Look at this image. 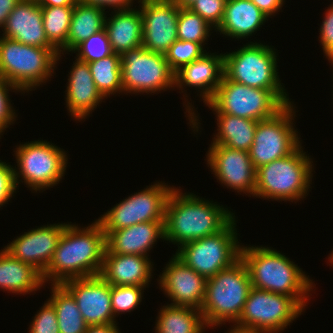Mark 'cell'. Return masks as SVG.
<instances>
[{
	"instance_id": "obj_41",
	"label": "cell",
	"mask_w": 333,
	"mask_h": 333,
	"mask_svg": "<svg viewBox=\"0 0 333 333\" xmlns=\"http://www.w3.org/2000/svg\"><path fill=\"white\" fill-rule=\"evenodd\" d=\"M14 167L0 160V208L16 193Z\"/></svg>"
},
{
	"instance_id": "obj_48",
	"label": "cell",
	"mask_w": 333,
	"mask_h": 333,
	"mask_svg": "<svg viewBox=\"0 0 333 333\" xmlns=\"http://www.w3.org/2000/svg\"><path fill=\"white\" fill-rule=\"evenodd\" d=\"M230 328L231 329L228 333H263V332H259V331H256V330L239 328V327H236L234 325Z\"/></svg>"
},
{
	"instance_id": "obj_30",
	"label": "cell",
	"mask_w": 333,
	"mask_h": 333,
	"mask_svg": "<svg viewBox=\"0 0 333 333\" xmlns=\"http://www.w3.org/2000/svg\"><path fill=\"white\" fill-rule=\"evenodd\" d=\"M155 333H202L207 327L200 310L167 304L160 309Z\"/></svg>"
},
{
	"instance_id": "obj_49",
	"label": "cell",
	"mask_w": 333,
	"mask_h": 333,
	"mask_svg": "<svg viewBox=\"0 0 333 333\" xmlns=\"http://www.w3.org/2000/svg\"><path fill=\"white\" fill-rule=\"evenodd\" d=\"M196 0H174V2L182 8H188Z\"/></svg>"
},
{
	"instance_id": "obj_4",
	"label": "cell",
	"mask_w": 333,
	"mask_h": 333,
	"mask_svg": "<svg viewBox=\"0 0 333 333\" xmlns=\"http://www.w3.org/2000/svg\"><path fill=\"white\" fill-rule=\"evenodd\" d=\"M252 288L250 275L240 258L231 267L207 279L201 313L207 328L239 320Z\"/></svg>"
},
{
	"instance_id": "obj_7",
	"label": "cell",
	"mask_w": 333,
	"mask_h": 333,
	"mask_svg": "<svg viewBox=\"0 0 333 333\" xmlns=\"http://www.w3.org/2000/svg\"><path fill=\"white\" fill-rule=\"evenodd\" d=\"M285 91L252 88L223 76L219 87L205 105L214 112L261 121L274 117L292 103Z\"/></svg>"
},
{
	"instance_id": "obj_38",
	"label": "cell",
	"mask_w": 333,
	"mask_h": 333,
	"mask_svg": "<svg viewBox=\"0 0 333 333\" xmlns=\"http://www.w3.org/2000/svg\"><path fill=\"white\" fill-rule=\"evenodd\" d=\"M227 0H196L188 8L199 14L214 30L218 28L224 16Z\"/></svg>"
},
{
	"instance_id": "obj_43",
	"label": "cell",
	"mask_w": 333,
	"mask_h": 333,
	"mask_svg": "<svg viewBox=\"0 0 333 333\" xmlns=\"http://www.w3.org/2000/svg\"><path fill=\"white\" fill-rule=\"evenodd\" d=\"M78 1L84 4L98 6L105 10L108 7L110 8L112 7L113 10L131 8L133 7V2H134V0H78Z\"/></svg>"
},
{
	"instance_id": "obj_19",
	"label": "cell",
	"mask_w": 333,
	"mask_h": 333,
	"mask_svg": "<svg viewBox=\"0 0 333 333\" xmlns=\"http://www.w3.org/2000/svg\"><path fill=\"white\" fill-rule=\"evenodd\" d=\"M67 223L47 224L17 236L4 247L14 258L36 268L42 275L50 264Z\"/></svg>"
},
{
	"instance_id": "obj_36",
	"label": "cell",
	"mask_w": 333,
	"mask_h": 333,
	"mask_svg": "<svg viewBox=\"0 0 333 333\" xmlns=\"http://www.w3.org/2000/svg\"><path fill=\"white\" fill-rule=\"evenodd\" d=\"M73 52H78L76 58L86 63L100 60L114 53L105 28L78 44L72 50Z\"/></svg>"
},
{
	"instance_id": "obj_6",
	"label": "cell",
	"mask_w": 333,
	"mask_h": 333,
	"mask_svg": "<svg viewBox=\"0 0 333 333\" xmlns=\"http://www.w3.org/2000/svg\"><path fill=\"white\" fill-rule=\"evenodd\" d=\"M61 57L55 48L26 45L0 36V70L5 80L22 93L46 83Z\"/></svg>"
},
{
	"instance_id": "obj_37",
	"label": "cell",
	"mask_w": 333,
	"mask_h": 333,
	"mask_svg": "<svg viewBox=\"0 0 333 333\" xmlns=\"http://www.w3.org/2000/svg\"><path fill=\"white\" fill-rule=\"evenodd\" d=\"M144 286L111 285V304L114 317L134 311L142 301Z\"/></svg>"
},
{
	"instance_id": "obj_27",
	"label": "cell",
	"mask_w": 333,
	"mask_h": 333,
	"mask_svg": "<svg viewBox=\"0 0 333 333\" xmlns=\"http://www.w3.org/2000/svg\"><path fill=\"white\" fill-rule=\"evenodd\" d=\"M43 285V276L36 268L14 258L4 248L0 250V288L3 291L25 295Z\"/></svg>"
},
{
	"instance_id": "obj_31",
	"label": "cell",
	"mask_w": 333,
	"mask_h": 333,
	"mask_svg": "<svg viewBox=\"0 0 333 333\" xmlns=\"http://www.w3.org/2000/svg\"><path fill=\"white\" fill-rule=\"evenodd\" d=\"M48 301L54 306L60 333H85V323L76 300L62 284H51Z\"/></svg>"
},
{
	"instance_id": "obj_50",
	"label": "cell",
	"mask_w": 333,
	"mask_h": 333,
	"mask_svg": "<svg viewBox=\"0 0 333 333\" xmlns=\"http://www.w3.org/2000/svg\"><path fill=\"white\" fill-rule=\"evenodd\" d=\"M5 81V77L0 70V85Z\"/></svg>"
},
{
	"instance_id": "obj_12",
	"label": "cell",
	"mask_w": 333,
	"mask_h": 333,
	"mask_svg": "<svg viewBox=\"0 0 333 333\" xmlns=\"http://www.w3.org/2000/svg\"><path fill=\"white\" fill-rule=\"evenodd\" d=\"M123 93H157L173 88L174 73L165 56L143 46L121 55Z\"/></svg>"
},
{
	"instance_id": "obj_3",
	"label": "cell",
	"mask_w": 333,
	"mask_h": 333,
	"mask_svg": "<svg viewBox=\"0 0 333 333\" xmlns=\"http://www.w3.org/2000/svg\"><path fill=\"white\" fill-rule=\"evenodd\" d=\"M252 287L293 297L304 309L314 282L295 262L281 252L264 246L241 247Z\"/></svg>"
},
{
	"instance_id": "obj_1",
	"label": "cell",
	"mask_w": 333,
	"mask_h": 333,
	"mask_svg": "<svg viewBox=\"0 0 333 333\" xmlns=\"http://www.w3.org/2000/svg\"><path fill=\"white\" fill-rule=\"evenodd\" d=\"M105 249L106 235L98 220L84 228L67 223L42 275L44 283L62 284L70 279L99 275Z\"/></svg>"
},
{
	"instance_id": "obj_23",
	"label": "cell",
	"mask_w": 333,
	"mask_h": 333,
	"mask_svg": "<svg viewBox=\"0 0 333 333\" xmlns=\"http://www.w3.org/2000/svg\"><path fill=\"white\" fill-rule=\"evenodd\" d=\"M74 65V66H73ZM69 73L66 94V107L75 120L86 119L97 108L103 95L98 91L88 63L76 58Z\"/></svg>"
},
{
	"instance_id": "obj_11",
	"label": "cell",
	"mask_w": 333,
	"mask_h": 333,
	"mask_svg": "<svg viewBox=\"0 0 333 333\" xmlns=\"http://www.w3.org/2000/svg\"><path fill=\"white\" fill-rule=\"evenodd\" d=\"M303 311L304 308L293 297L252 287L234 326L263 333H278Z\"/></svg>"
},
{
	"instance_id": "obj_47",
	"label": "cell",
	"mask_w": 333,
	"mask_h": 333,
	"mask_svg": "<svg viewBox=\"0 0 333 333\" xmlns=\"http://www.w3.org/2000/svg\"><path fill=\"white\" fill-rule=\"evenodd\" d=\"M78 0H39L40 6H74Z\"/></svg>"
},
{
	"instance_id": "obj_53",
	"label": "cell",
	"mask_w": 333,
	"mask_h": 333,
	"mask_svg": "<svg viewBox=\"0 0 333 333\" xmlns=\"http://www.w3.org/2000/svg\"><path fill=\"white\" fill-rule=\"evenodd\" d=\"M24 1H34V2H38L39 0H24Z\"/></svg>"
},
{
	"instance_id": "obj_16",
	"label": "cell",
	"mask_w": 333,
	"mask_h": 333,
	"mask_svg": "<svg viewBox=\"0 0 333 333\" xmlns=\"http://www.w3.org/2000/svg\"><path fill=\"white\" fill-rule=\"evenodd\" d=\"M206 158L208 167L220 183L238 193L254 197L256 168L249 152L223 145H210Z\"/></svg>"
},
{
	"instance_id": "obj_28",
	"label": "cell",
	"mask_w": 333,
	"mask_h": 333,
	"mask_svg": "<svg viewBox=\"0 0 333 333\" xmlns=\"http://www.w3.org/2000/svg\"><path fill=\"white\" fill-rule=\"evenodd\" d=\"M214 114L218 122V132L214 135L211 145H223L249 152L258 121L220 112Z\"/></svg>"
},
{
	"instance_id": "obj_9",
	"label": "cell",
	"mask_w": 333,
	"mask_h": 333,
	"mask_svg": "<svg viewBox=\"0 0 333 333\" xmlns=\"http://www.w3.org/2000/svg\"><path fill=\"white\" fill-rule=\"evenodd\" d=\"M235 218L219 233L183 244L175 253L199 275L209 279L240 259Z\"/></svg>"
},
{
	"instance_id": "obj_22",
	"label": "cell",
	"mask_w": 333,
	"mask_h": 333,
	"mask_svg": "<svg viewBox=\"0 0 333 333\" xmlns=\"http://www.w3.org/2000/svg\"><path fill=\"white\" fill-rule=\"evenodd\" d=\"M153 263L147 256L104 252L100 276L110 285L148 287Z\"/></svg>"
},
{
	"instance_id": "obj_46",
	"label": "cell",
	"mask_w": 333,
	"mask_h": 333,
	"mask_svg": "<svg viewBox=\"0 0 333 333\" xmlns=\"http://www.w3.org/2000/svg\"><path fill=\"white\" fill-rule=\"evenodd\" d=\"M117 323L104 325H88L85 333H121Z\"/></svg>"
},
{
	"instance_id": "obj_5",
	"label": "cell",
	"mask_w": 333,
	"mask_h": 333,
	"mask_svg": "<svg viewBox=\"0 0 333 333\" xmlns=\"http://www.w3.org/2000/svg\"><path fill=\"white\" fill-rule=\"evenodd\" d=\"M301 145L286 157L256 169L255 197L295 202L308 195L314 168Z\"/></svg>"
},
{
	"instance_id": "obj_8",
	"label": "cell",
	"mask_w": 333,
	"mask_h": 333,
	"mask_svg": "<svg viewBox=\"0 0 333 333\" xmlns=\"http://www.w3.org/2000/svg\"><path fill=\"white\" fill-rule=\"evenodd\" d=\"M14 152L18 166L14 168L17 187L21 181L32 191L43 192V189L45 191V188L58 184L64 177L68 164L67 153L53 143L35 140L20 144Z\"/></svg>"
},
{
	"instance_id": "obj_15",
	"label": "cell",
	"mask_w": 333,
	"mask_h": 333,
	"mask_svg": "<svg viewBox=\"0 0 333 333\" xmlns=\"http://www.w3.org/2000/svg\"><path fill=\"white\" fill-rule=\"evenodd\" d=\"M142 15V46L165 54L178 39L177 20L180 6L174 0H138Z\"/></svg>"
},
{
	"instance_id": "obj_26",
	"label": "cell",
	"mask_w": 333,
	"mask_h": 333,
	"mask_svg": "<svg viewBox=\"0 0 333 333\" xmlns=\"http://www.w3.org/2000/svg\"><path fill=\"white\" fill-rule=\"evenodd\" d=\"M112 15L108 18L106 15L105 30L113 52L122 55L141 47L143 26L140 9H117L112 11Z\"/></svg>"
},
{
	"instance_id": "obj_44",
	"label": "cell",
	"mask_w": 333,
	"mask_h": 333,
	"mask_svg": "<svg viewBox=\"0 0 333 333\" xmlns=\"http://www.w3.org/2000/svg\"><path fill=\"white\" fill-rule=\"evenodd\" d=\"M268 17L274 16L284 6L285 0H251Z\"/></svg>"
},
{
	"instance_id": "obj_42",
	"label": "cell",
	"mask_w": 333,
	"mask_h": 333,
	"mask_svg": "<svg viewBox=\"0 0 333 333\" xmlns=\"http://www.w3.org/2000/svg\"><path fill=\"white\" fill-rule=\"evenodd\" d=\"M329 7L326 10L323 18L324 21H322L319 29L320 45L327 59L333 55V2Z\"/></svg>"
},
{
	"instance_id": "obj_24",
	"label": "cell",
	"mask_w": 333,
	"mask_h": 333,
	"mask_svg": "<svg viewBox=\"0 0 333 333\" xmlns=\"http://www.w3.org/2000/svg\"><path fill=\"white\" fill-rule=\"evenodd\" d=\"M164 237V221H150L111 231L106 236V248L114 254L147 256L157 239Z\"/></svg>"
},
{
	"instance_id": "obj_52",
	"label": "cell",
	"mask_w": 333,
	"mask_h": 333,
	"mask_svg": "<svg viewBox=\"0 0 333 333\" xmlns=\"http://www.w3.org/2000/svg\"><path fill=\"white\" fill-rule=\"evenodd\" d=\"M328 61L333 65V55L328 58Z\"/></svg>"
},
{
	"instance_id": "obj_35",
	"label": "cell",
	"mask_w": 333,
	"mask_h": 333,
	"mask_svg": "<svg viewBox=\"0 0 333 333\" xmlns=\"http://www.w3.org/2000/svg\"><path fill=\"white\" fill-rule=\"evenodd\" d=\"M200 43L177 39L164 54L166 61L175 74L182 67L199 59L205 52Z\"/></svg>"
},
{
	"instance_id": "obj_51",
	"label": "cell",
	"mask_w": 333,
	"mask_h": 333,
	"mask_svg": "<svg viewBox=\"0 0 333 333\" xmlns=\"http://www.w3.org/2000/svg\"><path fill=\"white\" fill-rule=\"evenodd\" d=\"M328 257H329L328 258L329 262L333 265V250H332L331 254Z\"/></svg>"
},
{
	"instance_id": "obj_39",
	"label": "cell",
	"mask_w": 333,
	"mask_h": 333,
	"mask_svg": "<svg viewBox=\"0 0 333 333\" xmlns=\"http://www.w3.org/2000/svg\"><path fill=\"white\" fill-rule=\"evenodd\" d=\"M29 333H60L54 306L47 300L29 325Z\"/></svg>"
},
{
	"instance_id": "obj_14",
	"label": "cell",
	"mask_w": 333,
	"mask_h": 333,
	"mask_svg": "<svg viewBox=\"0 0 333 333\" xmlns=\"http://www.w3.org/2000/svg\"><path fill=\"white\" fill-rule=\"evenodd\" d=\"M172 189L164 182H156L117 203L98 219L105 235L142 222L164 221L166 202Z\"/></svg>"
},
{
	"instance_id": "obj_13",
	"label": "cell",
	"mask_w": 333,
	"mask_h": 333,
	"mask_svg": "<svg viewBox=\"0 0 333 333\" xmlns=\"http://www.w3.org/2000/svg\"><path fill=\"white\" fill-rule=\"evenodd\" d=\"M294 103L286 105L274 117L258 121L249 157L253 166L258 167L291 154L300 144L294 128ZM294 125V126H293Z\"/></svg>"
},
{
	"instance_id": "obj_17",
	"label": "cell",
	"mask_w": 333,
	"mask_h": 333,
	"mask_svg": "<svg viewBox=\"0 0 333 333\" xmlns=\"http://www.w3.org/2000/svg\"><path fill=\"white\" fill-rule=\"evenodd\" d=\"M62 285L76 300L87 325L117 323L112 312L111 285L100 275L70 279Z\"/></svg>"
},
{
	"instance_id": "obj_25",
	"label": "cell",
	"mask_w": 333,
	"mask_h": 333,
	"mask_svg": "<svg viewBox=\"0 0 333 333\" xmlns=\"http://www.w3.org/2000/svg\"><path fill=\"white\" fill-rule=\"evenodd\" d=\"M268 18L251 0H227L216 32L237 40L249 38Z\"/></svg>"
},
{
	"instance_id": "obj_45",
	"label": "cell",
	"mask_w": 333,
	"mask_h": 333,
	"mask_svg": "<svg viewBox=\"0 0 333 333\" xmlns=\"http://www.w3.org/2000/svg\"><path fill=\"white\" fill-rule=\"evenodd\" d=\"M21 0H0V27L3 29L7 17Z\"/></svg>"
},
{
	"instance_id": "obj_32",
	"label": "cell",
	"mask_w": 333,
	"mask_h": 333,
	"mask_svg": "<svg viewBox=\"0 0 333 333\" xmlns=\"http://www.w3.org/2000/svg\"><path fill=\"white\" fill-rule=\"evenodd\" d=\"M88 65L93 81L104 98L123 92L121 55L113 53Z\"/></svg>"
},
{
	"instance_id": "obj_29",
	"label": "cell",
	"mask_w": 333,
	"mask_h": 333,
	"mask_svg": "<svg viewBox=\"0 0 333 333\" xmlns=\"http://www.w3.org/2000/svg\"><path fill=\"white\" fill-rule=\"evenodd\" d=\"M105 9L77 2L72 12L67 45L59 52H71L78 44L105 28ZM68 51V52H67ZM62 52V53H61Z\"/></svg>"
},
{
	"instance_id": "obj_20",
	"label": "cell",
	"mask_w": 333,
	"mask_h": 333,
	"mask_svg": "<svg viewBox=\"0 0 333 333\" xmlns=\"http://www.w3.org/2000/svg\"><path fill=\"white\" fill-rule=\"evenodd\" d=\"M224 76V56L205 52L199 59L174 74V87H195L205 104L212 98Z\"/></svg>"
},
{
	"instance_id": "obj_18",
	"label": "cell",
	"mask_w": 333,
	"mask_h": 333,
	"mask_svg": "<svg viewBox=\"0 0 333 333\" xmlns=\"http://www.w3.org/2000/svg\"><path fill=\"white\" fill-rule=\"evenodd\" d=\"M169 261L158 278L160 289L171 299V305L201 310L207 279L187 266L176 254Z\"/></svg>"
},
{
	"instance_id": "obj_40",
	"label": "cell",
	"mask_w": 333,
	"mask_h": 333,
	"mask_svg": "<svg viewBox=\"0 0 333 333\" xmlns=\"http://www.w3.org/2000/svg\"><path fill=\"white\" fill-rule=\"evenodd\" d=\"M10 90H14L13 92H22L19 88L6 80L0 85V135H3L6 128L14 124L13 122H15L17 117L9 99L8 91Z\"/></svg>"
},
{
	"instance_id": "obj_33",
	"label": "cell",
	"mask_w": 333,
	"mask_h": 333,
	"mask_svg": "<svg viewBox=\"0 0 333 333\" xmlns=\"http://www.w3.org/2000/svg\"><path fill=\"white\" fill-rule=\"evenodd\" d=\"M73 9L74 6H41L45 35L58 52L67 45Z\"/></svg>"
},
{
	"instance_id": "obj_34",
	"label": "cell",
	"mask_w": 333,
	"mask_h": 333,
	"mask_svg": "<svg viewBox=\"0 0 333 333\" xmlns=\"http://www.w3.org/2000/svg\"><path fill=\"white\" fill-rule=\"evenodd\" d=\"M211 30L213 27L199 14L192 12L189 8L180 7L177 20L178 39L200 43L204 46L211 35Z\"/></svg>"
},
{
	"instance_id": "obj_10",
	"label": "cell",
	"mask_w": 333,
	"mask_h": 333,
	"mask_svg": "<svg viewBox=\"0 0 333 333\" xmlns=\"http://www.w3.org/2000/svg\"><path fill=\"white\" fill-rule=\"evenodd\" d=\"M223 56L224 76L228 80L252 88L285 89L277 72V55L273 47L249 42Z\"/></svg>"
},
{
	"instance_id": "obj_2",
	"label": "cell",
	"mask_w": 333,
	"mask_h": 333,
	"mask_svg": "<svg viewBox=\"0 0 333 333\" xmlns=\"http://www.w3.org/2000/svg\"><path fill=\"white\" fill-rule=\"evenodd\" d=\"M234 218V213L223 205L203 200L194 193H182L181 189L173 186L165 207L164 240L179 248L219 233Z\"/></svg>"
},
{
	"instance_id": "obj_21",
	"label": "cell",
	"mask_w": 333,
	"mask_h": 333,
	"mask_svg": "<svg viewBox=\"0 0 333 333\" xmlns=\"http://www.w3.org/2000/svg\"><path fill=\"white\" fill-rule=\"evenodd\" d=\"M2 31V36L22 44L54 48L45 35L41 6L34 1L21 0L7 17Z\"/></svg>"
}]
</instances>
